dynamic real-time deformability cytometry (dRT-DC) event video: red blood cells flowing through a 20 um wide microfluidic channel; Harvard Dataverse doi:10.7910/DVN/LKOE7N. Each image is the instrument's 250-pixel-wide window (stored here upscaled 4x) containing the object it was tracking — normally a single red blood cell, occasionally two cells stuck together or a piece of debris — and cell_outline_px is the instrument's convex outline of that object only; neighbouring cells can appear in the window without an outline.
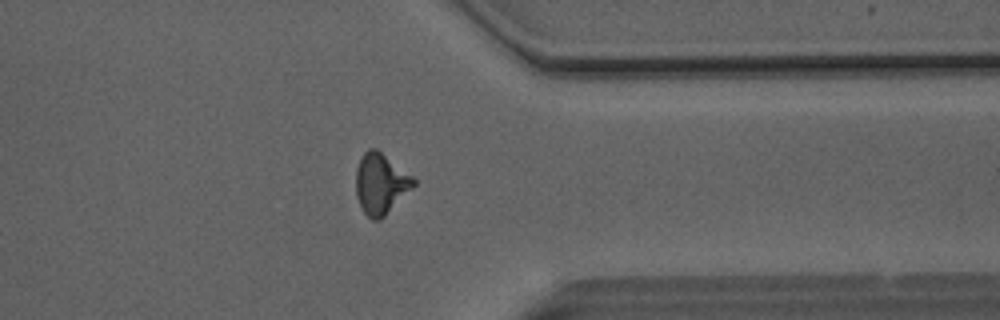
{"species": "Egyptian fruit bat (a non-hibernating species)", "species_latin": "Rousettus aegyptiacus", "temperature_condition": "room temperature", "stored_images_in_passage": 31, "camera_frame_rate_fps": 3000, "um_per_image_px": 0.085, "animal": {"sex": "male"}, "frame": {"image": 1, "passage_image": 27, "time_ms": 8.667, "image_size_px": [1000, 320], "cell_outline_px": [[416, 184], [380, 220], [372, 220], [364, 212], [356, 196], [356, 168], [364, 152], [368, 148], [376, 148], [412, 176], [416, 180]], "centroid_in_image_um": [32.34, 15.61], "position_along_channel_um": 379.1, "area_um2": 20.11}, "authors_computed_cell_mechanics": {"area_um2": 19.7098, "velocity_mm_per_s": 4.128, "shape_relaxation_time_tau1_ms": 4.4408, "shape_relaxation_time_tau2_ms": 1.5882, "deformation_change_tau1": 0.1891, "deformation_change_tau2": 0.0845}}